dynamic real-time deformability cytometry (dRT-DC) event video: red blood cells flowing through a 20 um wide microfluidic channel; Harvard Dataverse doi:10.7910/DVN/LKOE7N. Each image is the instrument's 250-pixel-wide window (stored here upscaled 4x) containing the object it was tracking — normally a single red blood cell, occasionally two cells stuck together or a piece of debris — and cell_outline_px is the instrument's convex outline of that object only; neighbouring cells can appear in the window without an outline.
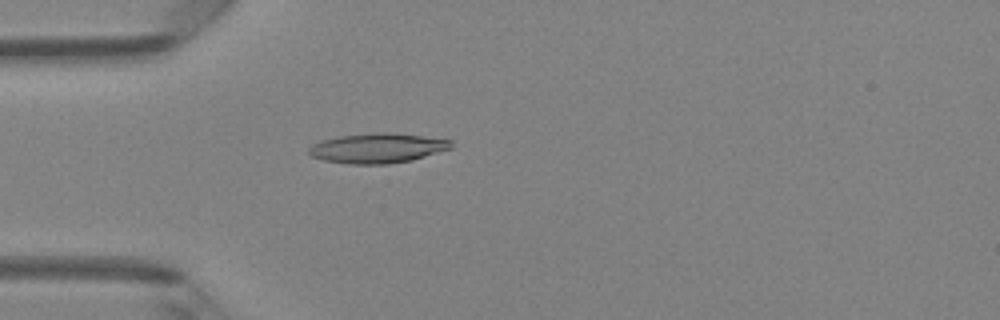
{"species": "Egyptian fruit bat (a non-hibernating species)", "species_latin": "Rousettus aegyptiacus", "temperature_condition": "room temperature", "stored_images_in_passage": 1, "camera_frame_rate_fps": 3000, "um_per_image_px": 0.085, "animal": {"sex": "female"}, "frame": {"image": 1, "passage_image": 1, "time_ms": 0.0, "image_size_px": [1000, 320], "cell_outline_px": [[452, 148], [412, 160], [388, 164], [348, 164], [324, 160], [312, 156], [308, 152], [308, 148], [312, 144], [324, 140], [340, 136], [376, 132], [396, 132], [452, 140]], "centroid_in_image_um": [32.11, 12.58], "position_along_channel_um": 52.9, "area_um2": 24.8}}